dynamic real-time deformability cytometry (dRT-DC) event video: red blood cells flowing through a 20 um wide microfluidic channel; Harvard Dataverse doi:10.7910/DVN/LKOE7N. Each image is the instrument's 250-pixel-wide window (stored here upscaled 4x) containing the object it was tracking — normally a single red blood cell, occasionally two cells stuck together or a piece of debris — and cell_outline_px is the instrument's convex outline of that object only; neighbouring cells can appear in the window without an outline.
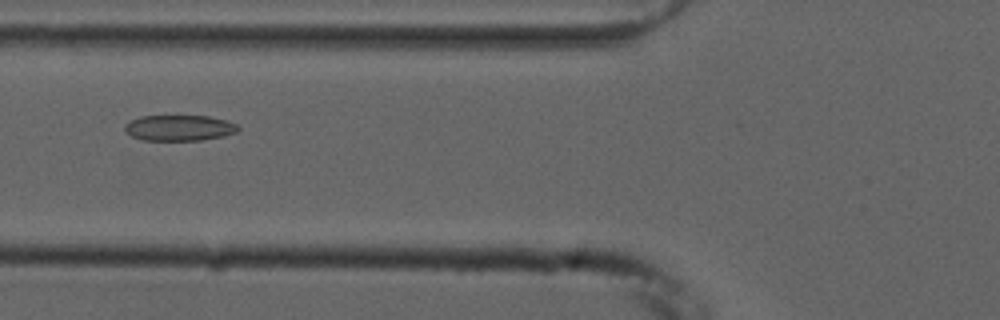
{"species": "common noctule bat (a hibernating species)", "species_latin": "Nyctalus noctula", "temperature_condition": "cold", "stored_images_in_passage": 55, "camera_frame_rate_fps": 3000, "um_per_image_px": 0.085, "animal": {"sex": "male", "forearm_length_mm": 52.5}, "frame": {"image": 1, "passage_image": 21, "time_ms": 6.667, "image_size_px": [1000, 320], "cell_outline_px": [[240, 128], [236, 132], [224, 136], [200, 140], [144, 140], [132, 136], [124, 132], [124, 124], [140, 116], [208, 116], [228, 120], [236, 124]], "centroid_in_image_um": [15.23, 10.87], "position_along_channel_um": 110.6, "area_um2": 17.05}}
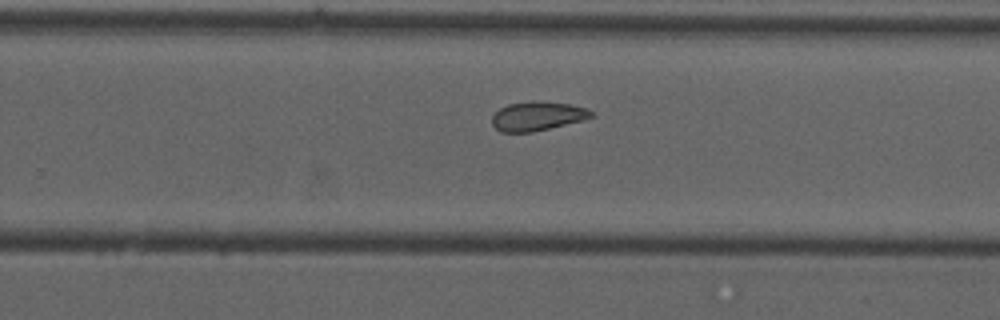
{"frame": {"image": 2, "passage_image": 35, "time_ms": 11.333, "image_size_px": [1000, 320], "cell_outline_px": [[592, 116], [584, 120], [532, 132], [500, 132], [492, 124], [492, 116], [500, 108], [508, 104], [568, 104], [588, 108], [592, 112]], "centroid_in_image_um": [45.67, 9.93], "position_along_channel_um": 284.1, "area_um2": 15.9}}
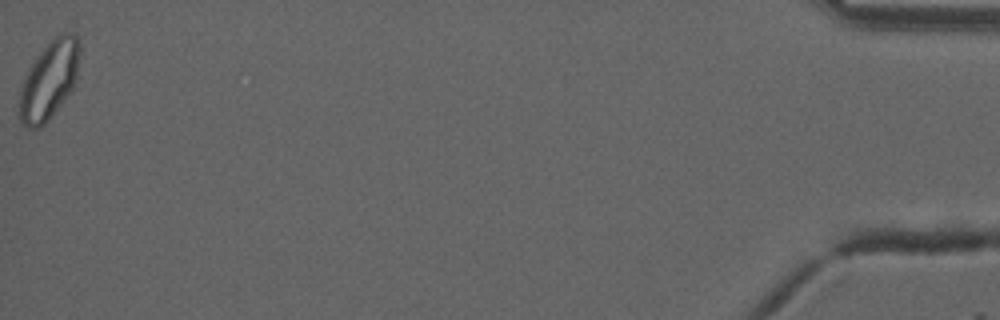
{"frame": {"image": 3, "passage_image": 55, "time_ms": 18.0, "image_size_px": [1000, 320], "cell_outline_px": [[80, 52], [76, 76], [72, 88], [48, 120], [44, 124], [36, 128], [28, 128], [20, 120], [20, 92], [24, 80], [36, 56], [60, 32], [72, 32], [76, 36], [80, 44]], "centroid_in_image_um": [4.2, 6.77], "position_along_channel_um": 431.0, "area_um2": 26.7}, "authors_computed_cell_mechanics": {"area_um2": 19.8254, "velocity_mm_per_s": 3.7222, "shape_relaxation_time_tau1_ms": null, "shape_relaxation_time_tau2_ms": 2.6386, "deformation_change_tau1": null, "deformation_change_tau2": 0.0765}}